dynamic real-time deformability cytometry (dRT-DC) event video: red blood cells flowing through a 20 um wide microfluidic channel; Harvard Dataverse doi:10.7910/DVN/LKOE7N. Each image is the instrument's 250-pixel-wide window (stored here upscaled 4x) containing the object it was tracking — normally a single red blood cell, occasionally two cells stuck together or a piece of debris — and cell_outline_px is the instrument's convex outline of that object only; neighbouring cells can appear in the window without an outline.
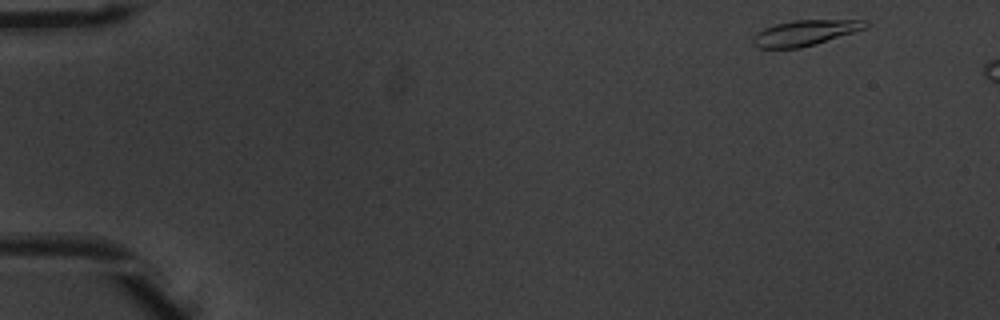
{"species": "common noctule bat (a hibernating species)", "species_latin": "Nyctalus noctula", "temperature_condition": "warm", "stored_images_in_passage": 7, "camera_frame_rate_fps": 3000, "um_per_image_px": 0.085, "animal": {"sex": "male", "body_mass_g": 20.1, "forearm_length_mm": 53.5}, "frame": {"image": 1, "passage_image": 1, "time_ms": 0.0, "image_size_px": [1000, 320], "cell_outline_px": [[868, 24], [864, 28], [816, 44], [800, 48], [756, 48], [752, 44], [752, 36], [756, 32], [764, 28], [776, 24], [792, 20], [868, 20]], "centroid_in_image_um": [68.34, 2.8], "position_along_channel_um": 16.7, "area_um2": 16.65}}